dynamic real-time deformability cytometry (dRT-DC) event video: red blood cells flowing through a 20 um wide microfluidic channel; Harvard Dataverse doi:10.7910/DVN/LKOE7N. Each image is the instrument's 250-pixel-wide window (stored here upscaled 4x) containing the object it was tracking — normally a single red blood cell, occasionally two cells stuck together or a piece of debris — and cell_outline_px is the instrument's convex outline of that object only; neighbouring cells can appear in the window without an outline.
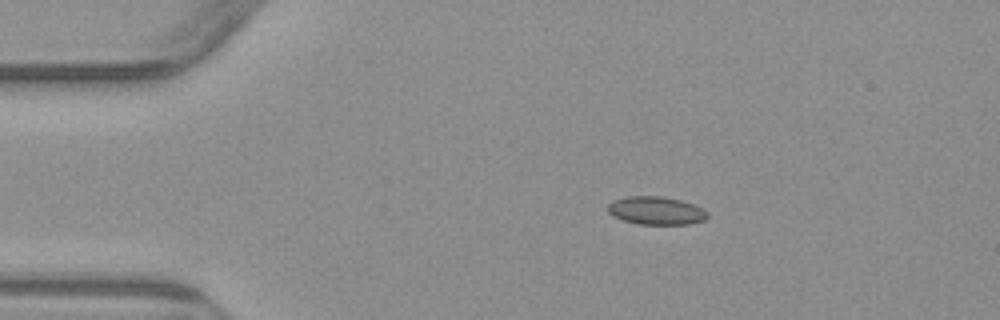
{"species": "common noctule bat (a hibernating species)", "species_latin": "Nyctalus noctula", "temperature_condition": "warm", "stored_images_in_passage": 2, "camera_frame_rate_fps": 3000, "um_per_image_px": 0.085, "animal": {"sex": "male", "body_mass_g": 23.1, "forearm_length_mm": 52.7}, "frame": {"image": 1, "passage_image": 1, "time_ms": 0.0, "image_size_px": [1000, 320], "cell_outline_px": [[708, 216], [704, 220], [688, 224], [636, 224], [612, 216], [608, 212], [608, 204], [612, 200], [624, 196], [660, 196], [680, 200], [692, 204], [708, 212]], "centroid_in_image_um": [55.72, 17.9], "position_along_channel_um": 29.3, "area_um2": 16.3}}